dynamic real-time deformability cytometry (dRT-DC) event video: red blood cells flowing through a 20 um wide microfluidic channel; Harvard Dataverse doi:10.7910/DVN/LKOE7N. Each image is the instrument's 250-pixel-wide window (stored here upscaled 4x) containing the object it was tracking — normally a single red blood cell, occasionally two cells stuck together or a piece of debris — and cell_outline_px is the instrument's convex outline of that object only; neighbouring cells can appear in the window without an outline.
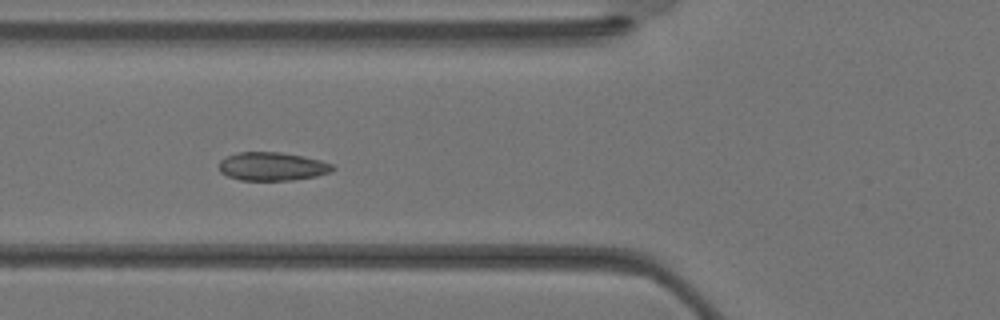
{"species": "Egyptian fruit bat (a non-hibernating species)", "species_latin": "Rousettus aegyptiacus", "temperature_condition": "warm", "stored_images_in_passage": 16, "camera_frame_rate_fps": 3000, "um_per_image_px": 0.085, "animal": {"sex": "female"}, "frame": {"image": 1, "passage_image": 5, "time_ms": 1.333, "image_size_px": [1000, 320], "cell_outline_px": [[336, 168], [332, 172], [316, 176], [292, 180], [240, 180], [228, 176], [220, 172], [220, 160], [236, 152], [280, 152], [304, 156], [320, 160], [332, 164]], "centroid_in_image_um": [23.17, 14.14], "position_along_channel_um": 102.6, "area_um2": 18.84}}
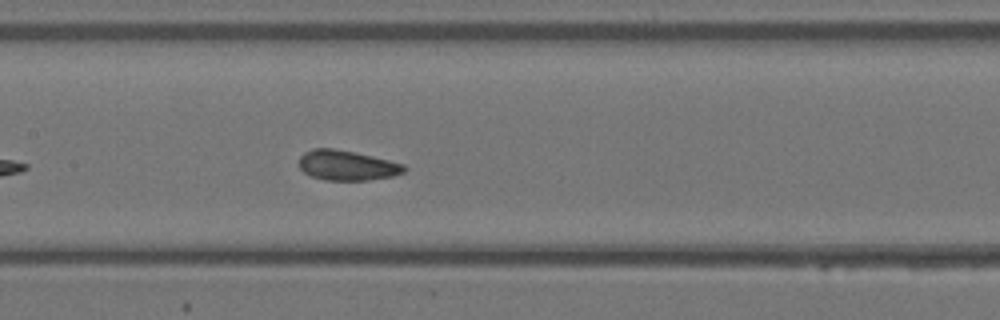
{"frame": {"image": 2, "passage_image": 9, "time_ms": 2.667, "image_size_px": [1000, 320], "cell_outline_px": [[408, 168], [404, 172], [392, 176], [368, 180], [324, 180], [312, 176], [304, 172], [300, 168], [300, 156], [304, 152], [312, 148], [332, 148], [372, 156], [404, 164]], "centroid_in_image_um": [29.49, 14.06], "position_along_channel_um": 177.9, "area_um2": 18.26}}
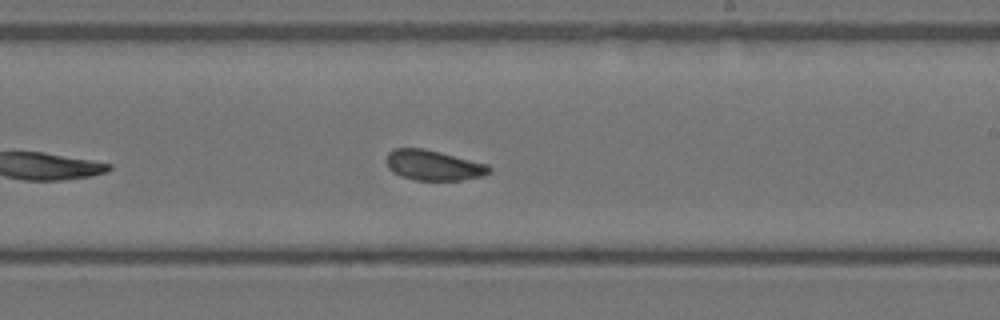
{"frame": {"image": 3, "passage_image": 13, "time_ms": 4.0, "image_size_px": [1000, 320], "cell_outline_px": [[492, 172], [484, 176], [460, 180], [416, 180], [400, 176], [392, 172], [388, 168], [384, 160], [388, 152], [396, 148], [424, 148], [488, 164], [492, 168]], "centroid_in_image_um": [36.83, 14.05], "position_along_channel_um": 252.2, "area_um2": 18.38}}